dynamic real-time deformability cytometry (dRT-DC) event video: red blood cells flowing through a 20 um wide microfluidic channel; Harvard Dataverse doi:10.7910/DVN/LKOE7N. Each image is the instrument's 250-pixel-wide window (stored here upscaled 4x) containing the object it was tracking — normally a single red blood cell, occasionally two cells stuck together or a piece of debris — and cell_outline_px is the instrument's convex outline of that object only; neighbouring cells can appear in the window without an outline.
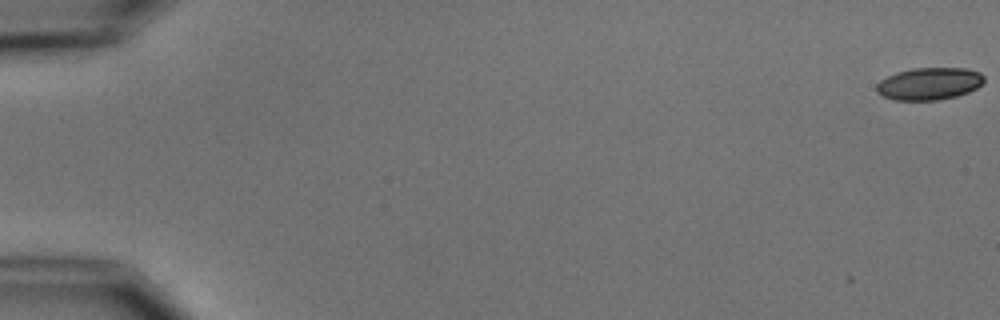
{"species": "common noctule bat (a hibernating species)", "species_latin": "Nyctalus noctula", "temperature_condition": "cold", "stored_images_in_passage": 4, "camera_frame_rate_fps": 3000, "um_per_image_px": 0.085, "animal": {"sex": "male", "body_mass_g": 15.6}, "frame": {"image": 1, "passage_image": 1, "time_ms": 0.0, "image_size_px": [1000, 320], "cell_outline_px": [[984, 84], [968, 92], [956, 96], [936, 100], [892, 100], [876, 92], [876, 84], [880, 80], [896, 72], [912, 68], [964, 68], [980, 72], [984, 76]], "centroid_in_image_um": [78.98, 7.11], "position_along_channel_um": 6.0, "area_um2": 20.35}}